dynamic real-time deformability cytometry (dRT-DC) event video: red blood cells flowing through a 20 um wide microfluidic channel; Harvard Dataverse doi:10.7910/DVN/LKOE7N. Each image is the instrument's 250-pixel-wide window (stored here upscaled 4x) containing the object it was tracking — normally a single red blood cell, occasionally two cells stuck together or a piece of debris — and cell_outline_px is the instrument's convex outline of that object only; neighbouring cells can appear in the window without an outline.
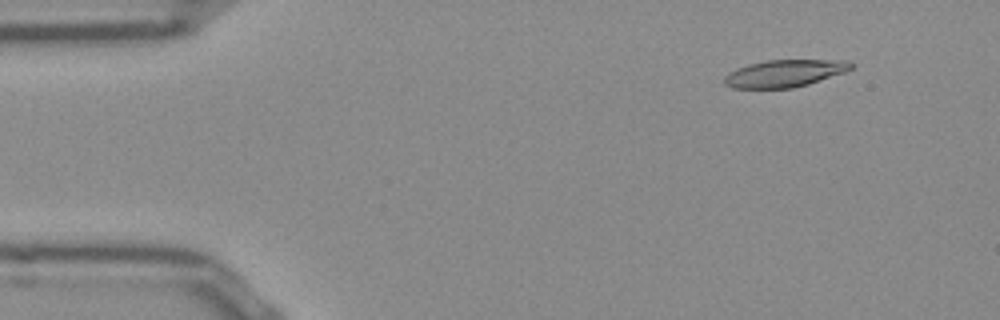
{"species": "Egyptian fruit bat (a non-hibernating species)", "species_latin": "Rousettus aegyptiacus", "temperature_condition": "room temperature", "stored_images_in_passage": 49, "camera_frame_rate_fps": 3000, "um_per_image_px": 0.085, "frame": {"image": 1, "passage_image": 2, "time_ms": 0.333, "image_size_px": [1000, 320], "cell_outline_px": [[856, 64], [852, 68], [844, 72], [808, 84], [792, 88], [732, 88], [724, 84], [724, 76], [728, 72], [736, 68], [748, 64], [768, 60], [848, 60]], "centroid_in_image_um": [66.68, 6.23], "position_along_channel_um": 18.3, "area_um2": 20.17}}
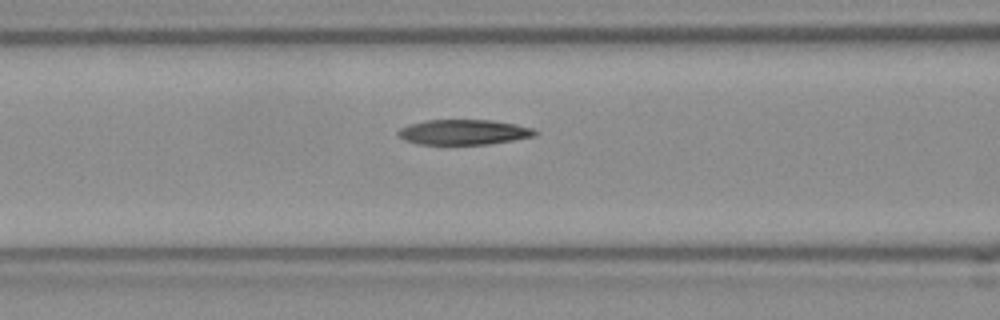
{"frame": {"image": 2, "passage_image": 17, "time_ms": 5.333, "image_size_px": [1000, 320], "cell_outline_px": [[540, 132], [536, 136], [488, 144], [416, 144], [404, 140], [396, 132], [400, 128], [408, 124], [428, 120], [492, 120], [516, 124], [532, 128]], "centroid_in_image_um": [39.42, 11.23], "position_along_channel_um": 127.2, "area_um2": 20.11}}
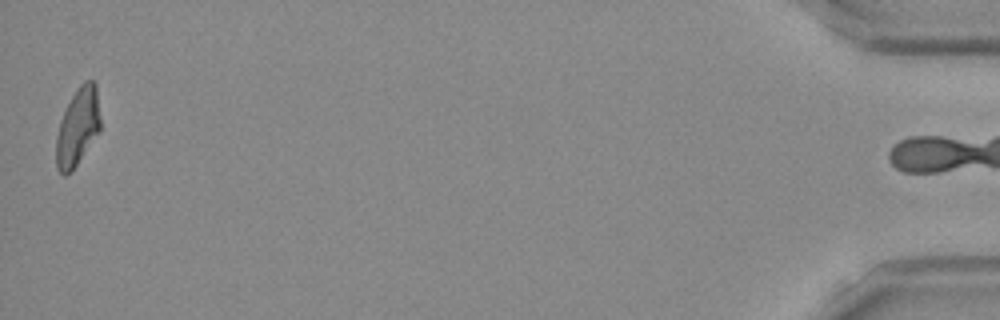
{"frame": {"image": 3, "passage_image": 48, "time_ms": 15.667, "image_size_px": [1000, 320], "cell_outline_px": [[100, 132], [72, 172], [64, 176], [56, 168], [56, 136], [60, 120], [72, 96], [80, 84], [84, 80], [92, 80], [96, 84], [100, 120]], "centroid_in_image_um": [6.61, 10.83], "position_along_channel_um": 428.6, "area_um2": 20.17}, "authors_computed_cell_mechanics": {"area_um2": 20.519, "velocity_mm_per_s": 3.8779, "shape_relaxation_time_tau1_ms": null, "shape_relaxation_time_tau2_ms": 4.1768, "deformation_change_tau1": null, "deformation_change_tau2": 0.1287}}